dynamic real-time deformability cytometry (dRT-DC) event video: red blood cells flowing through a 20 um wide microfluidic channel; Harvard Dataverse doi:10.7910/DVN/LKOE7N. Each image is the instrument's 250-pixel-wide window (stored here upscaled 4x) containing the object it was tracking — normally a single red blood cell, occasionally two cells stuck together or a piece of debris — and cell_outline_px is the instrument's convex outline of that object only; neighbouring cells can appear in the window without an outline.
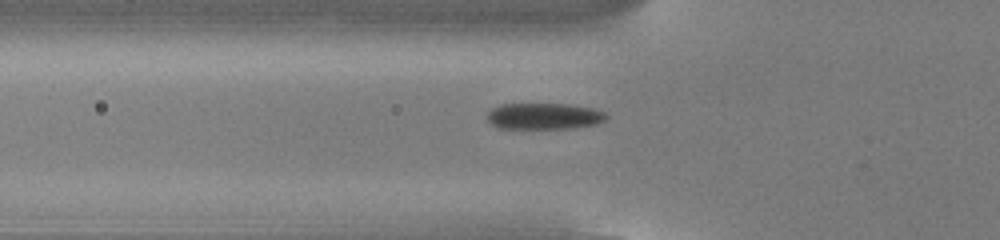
{"species": "common noctule bat (a hibernating species)", "species_latin": "Nyctalus noctula", "temperature_condition": "cold", "stored_images_in_passage": 37, "camera_frame_rate_fps": 3000, "um_per_image_px": 0.085, "animal": {"sex": "male", "body_mass_g": 13.0, "forearm_length_mm": 53.1}, "frame": {"image": 1, "passage_image": 2, "time_ms": 0.333, "image_size_px": [1000, 240], "cell_outline_px": [[608, 116], [604, 120], [596, 124], [572, 128], [496, 128], [488, 120], [488, 112], [492, 108], [500, 104], [568, 104], [592, 108], [604, 112]], "centroid_in_image_um": [46.23, 9.87], "position_along_channel_um": 79.6, "area_um2": 18.15}}
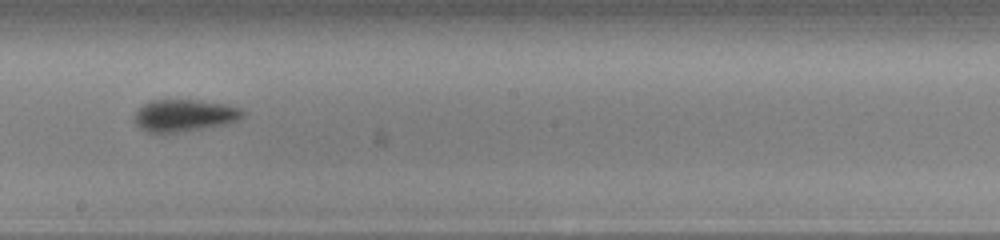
{"frame": {"image": 2, "passage_image": 14, "time_ms": 4.333, "image_size_px": [1000, 240], "cell_outline_px": [[248, 112], [240, 120], [228, 124], [176, 132], [148, 132], [140, 128], [132, 120], [132, 116], [136, 108], [152, 100], [200, 100], [228, 104], [240, 108]], "centroid_in_image_um": [15.68, 9.8], "position_along_channel_um": 232.5, "area_um2": 20.63}}
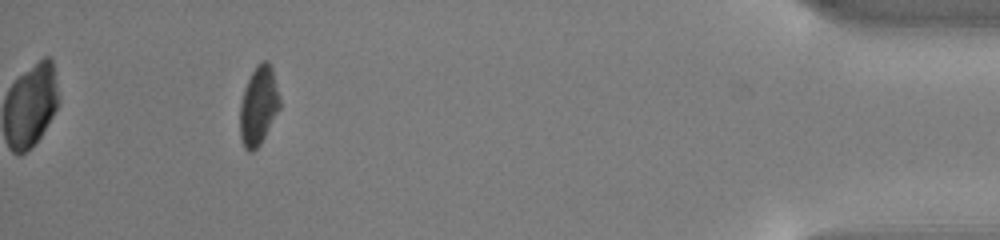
{"frame": {"image": 3, "passage_image": 33, "time_ms": 10.667, "image_size_px": [1000, 240], "cell_outline_px": [[280, 108], [260, 144], [252, 152], [248, 152], [244, 148], [240, 136], [240, 104], [244, 88], [256, 64], [264, 60], [268, 60], [272, 68], [280, 100]], "centroid_in_image_um": [21.96, 8.98], "position_along_channel_um": 413.2, "area_um2": 18.21}, "authors_computed_cell_mechanics": {"area_um2": 19.4786, "velocity_mm_per_s": 3.8177, "shape_relaxation_time_tau1_ms": 2.1659, "shape_relaxation_time_tau2_ms": 2.9947, "deformation_change_tau1": 0.1114, "deformation_change_tau2": 0.0983}}